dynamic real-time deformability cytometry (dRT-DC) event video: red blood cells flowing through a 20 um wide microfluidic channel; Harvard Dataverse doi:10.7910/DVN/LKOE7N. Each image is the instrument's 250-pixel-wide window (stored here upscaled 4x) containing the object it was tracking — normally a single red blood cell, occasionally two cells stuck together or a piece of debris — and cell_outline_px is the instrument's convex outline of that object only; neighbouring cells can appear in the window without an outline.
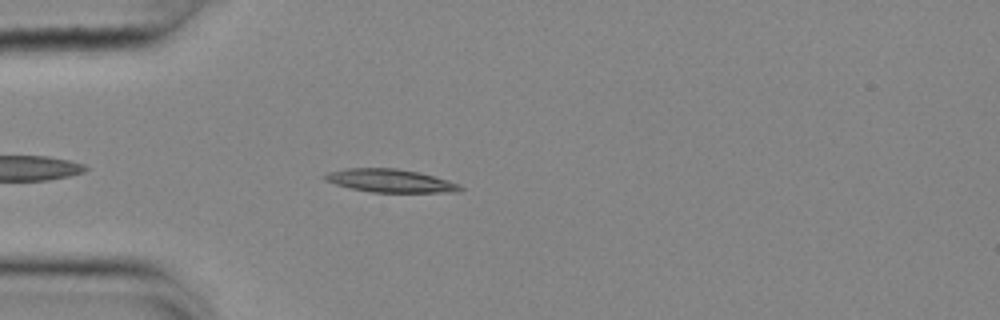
{"species": "common noctule bat (a hibernating species)", "species_latin": "Nyctalus noctula", "temperature_condition": "cold", "stored_images_in_passage": 44, "camera_frame_rate_fps": 3000, "um_per_image_px": 0.085, "animal": {"sex": "female", "body_mass_g": 25.1}, "frame": {"image": 1, "passage_image": 5, "time_ms": 1.333, "image_size_px": [1000, 320], "cell_outline_px": [[464, 188], [460, 192], [372, 192], [352, 188], [336, 184], [324, 180], [324, 176], [328, 172], [348, 168], [396, 168], [416, 172], [448, 180], [460, 184]], "centroid_in_image_um": [33.2, 15.36], "position_along_channel_um": 51.8, "area_um2": 18.03}}
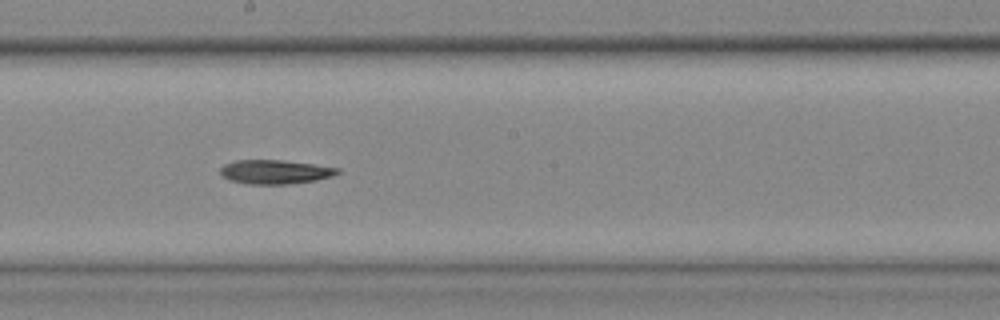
{"frame": {"image": 2, "passage_image": 20, "time_ms": 6.333, "image_size_px": [1000, 320], "cell_outline_px": [[340, 172], [332, 176], [316, 180], [288, 184], [248, 184], [228, 180], [220, 176], [220, 168], [224, 164], [236, 160], [284, 160], [340, 168]], "centroid_in_image_um": [23.34, 14.61], "position_along_channel_um": 224.9, "area_um2": 16.53}}
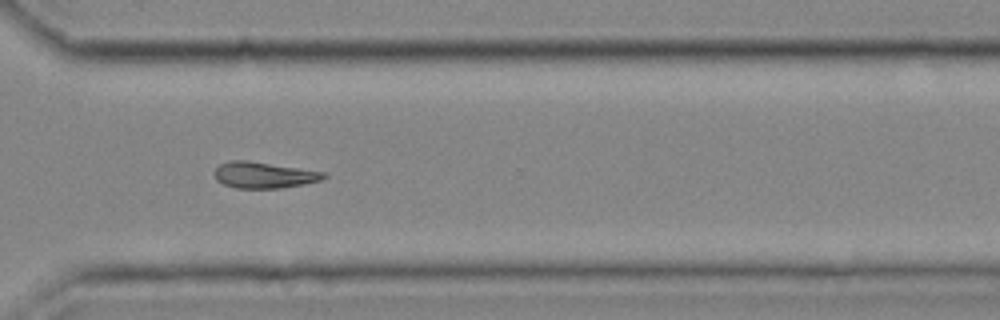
{"frame": {"image": 3, "passage_image": 30, "time_ms": 9.667, "image_size_px": [1000, 320], "cell_outline_px": [[328, 176], [320, 180], [304, 184], [280, 188], [236, 188], [224, 184], [216, 180], [216, 168], [220, 164], [232, 160], [244, 160], [324, 172]], "centroid_in_image_um": [22.43, 14.89], "position_along_channel_um": 348.2, "area_um2": 16.3}}